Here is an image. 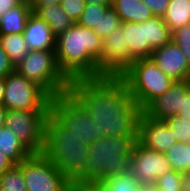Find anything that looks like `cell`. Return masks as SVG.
Masks as SVG:
<instances>
[{"mask_svg": "<svg viewBox=\"0 0 190 191\" xmlns=\"http://www.w3.org/2000/svg\"><path fill=\"white\" fill-rule=\"evenodd\" d=\"M69 90L90 111L99 133L138 139L139 122L144 112L121 77L77 78L71 80Z\"/></svg>", "mask_w": 190, "mask_h": 191, "instance_id": "1", "label": "cell"}, {"mask_svg": "<svg viewBox=\"0 0 190 191\" xmlns=\"http://www.w3.org/2000/svg\"><path fill=\"white\" fill-rule=\"evenodd\" d=\"M102 41L93 29L74 23L56 38L55 53L59 69L70 81L97 77Z\"/></svg>", "mask_w": 190, "mask_h": 191, "instance_id": "2", "label": "cell"}, {"mask_svg": "<svg viewBox=\"0 0 190 191\" xmlns=\"http://www.w3.org/2000/svg\"><path fill=\"white\" fill-rule=\"evenodd\" d=\"M137 139L103 136L89 145L85 172L73 183H103L120 173L129 172L132 150Z\"/></svg>", "mask_w": 190, "mask_h": 191, "instance_id": "3", "label": "cell"}, {"mask_svg": "<svg viewBox=\"0 0 190 191\" xmlns=\"http://www.w3.org/2000/svg\"><path fill=\"white\" fill-rule=\"evenodd\" d=\"M89 145L67 131L51 114L46 118L42 153L72 183L86 170Z\"/></svg>", "mask_w": 190, "mask_h": 191, "instance_id": "4", "label": "cell"}, {"mask_svg": "<svg viewBox=\"0 0 190 191\" xmlns=\"http://www.w3.org/2000/svg\"><path fill=\"white\" fill-rule=\"evenodd\" d=\"M134 101L144 109L156 97L163 95L174 81L162 72L151 58L135 60L120 76Z\"/></svg>", "mask_w": 190, "mask_h": 191, "instance_id": "5", "label": "cell"}, {"mask_svg": "<svg viewBox=\"0 0 190 191\" xmlns=\"http://www.w3.org/2000/svg\"><path fill=\"white\" fill-rule=\"evenodd\" d=\"M50 114L72 136L88 145L105 136L104 133H99L90 111L70 90L52 98Z\"/></svg>", "mask_w": 190, "mask_h": 191, "instance_id": "6", "label": "cell"}, {"mask_svg": "<svg viewBox=\"0 0 190 191\" xmlns=\"http://www.w3.org/2000/svg\"><path fill=\"white\" fill-rule=\"evenodd\" d=\"M15 71L41 86L52 97L69 91L71 81L59 69L55 50L29 51Z\"/></svg>", "mask_w": 190, "mask_h": 191, "instance_id": "7", "label": "cell"}, {"mask_svg": "<svg viewBox=\"0 0 190 191\" xmlns=\"http://www.w3.org/2000/svg\"><path fill=\"white\" fill-rule=\"evenodd\" d=\"M52 96L17 71L5 77L2 104L6 110H50Z\"/></svg>", "mask_w": 190, "mask_h": 191, "instance_id": "8", "label": "cell"}, {"mask_svg": "<svg viewBox=\"0 0 190 191\" xmlns=\"http://www.w3.org/2000/svg\"><path fill=\"white\" fill-rule=\"evenodd\" d=\"M50 110H6L4 125L31 153H42Z\"/></svg>", "mask_w": 190, "mask_h": 191, "instance_id": "9", "label": "cell"}, {"mask_svg": "<svg viewBox=\"0 0 190 191\" xmlns=\"http://www.w3.org/2000/svg\"><path fill=\"white\" fill-rule=\"evenodd\" d=\"M27 191H69L73 183L43 153L22 161Z\"/></svg>", "mask_w": 190, "mask_h": 191, "instance_id": "10", "label": "cell"}, {"mask_svg": "<svg viewBox=\"0 0 190 191\" xmlns=\"http://www.w3.org/2000/svg\"><path fill=\"white\" fill-rule=\"evenodd\" d=\"M170 170L171 166L164 153L149 149L136 141L132 150L130 172L142 189H152L156 180Z\"/></svg>", "mask_w": 190, "mask_h": 191, "instance_id": "11", "label": "cell"}, {"mask_svg": "<svg viewBox=\"0 0 190 191\" xmlns=\"http://www.w3.org/2000/svg\"><path fill=\"white\" fill-rule=\"evenodd\" d=\"M134 61L129 55V47L120 27L102 41L101 56L97 60V77H120Z\"/></svg>", "mask_w": 190, "mask_h": 191, "instance_id": "12", "label": "cell"}, {"mask_svg": "<svg viewBox=\"0 0 190 191\" xmlns=\"http://www.w3.org/2000/svg\"><path fill=\"white\" fill-rule=\"evenodd\" d=\"M190 93L189 80L174 81L171 87L163 94L152 100L144 109L145 115L164 121L177 116L182 110L183 96Z\"/></svg>", "mask_w": 190, "mask_h": 191, "instance_id": "13", "label": "cell"}, {"mask_svg": "<svg viewBox=\"0 0 190 191\" xmlns=\"http://www.w3.org/2000/svg\"><path fill=\"white\" fill-rule=\"evenodd\" d=\"M137 141L154 151L165 153L177 139L165 121L151 118L143 113L139 122Z\"/></svg>", "mask_w": 190, "mask_h": 191, "instance_id": "14", "label": "cell"}, {"mask_svg": "<svg viewBox=\"0 0 190 191\" xmlns=\"http://www.w3.org/2000/svg\"><path fill=\"white\" fill-rule=\"evenodd\" d=\"M150 58L173 81L190 80V64L179 46L173 41L154 50Z\"/></svg>", "mask_w": 190, "mask_h": 191, "instance_id": "15", "label": "cell"}, {"mask_svg": "<svg viewBox=\"0 0 190 191\" xmlns=\"http://www.w3.org/2000/svg\"><path fill=\"white\" fill-rule=\"evenodd\" d=\"M23 35L29 51L55 50L56 48L57 37L51 31L49 24L33 12L27 20Z\"/></svg>", "mask_w": 190, "mask_h": 191, "instance_id": "16", "label": "cell"}, {"mask_svg": "<svg viewBox=\"0 0 190 191\" xmlns=\"http://www.w3.org/2000/svg\"><path fill=\"white\" fill-rule=\"evenodd\" d=\"M120 27L129 47V55L134 60L150 58L153 51L145 42L144 22H122Z\"/></svg>", "mask_w": 190, "mask_h": 191, "instance_id": "17", "label": "cell"}, {"mask_svg": "<svg viewBox=\"0 0 190 191\" xmlns=\"http://www.w3.org/2000/svg\"><path fill=\"white\" fill-rule=\"evenodd\" d=\"M32 12L40 19L45 20L56 37L65 33L72 25V21L63 11L60 4H52L43 7H31Z\"/></svg>", "mask_w": 190, "mask_h": 191, "instance_id": "18", "label": "cell"}, {"mask_svg": "<svg viewBox=\"0 0 190 191\" xmlns=\"http://www.w3.org/2000/svg\"><path fill=\"white\" fill-rule=\"evenodd\" d=\"M112 8L122 22L140 23L154 16L142 0H113Z\"/></svg>", "mask_w": 190, "mask_h": 191, "instance_id": "19", "label": "cell"}, {"mask_svg": "<svg viewBox=\"0 0 190 191\" xmlns=\"http://www.w3.org/2000/svg\"><path fill=\"white\" fill-rule=\"evenodd\" d=\"M31 13L32 10L28 2L9 9L0 19V35L23 33Z\"/></svg>", "mask_w": 190, "mask_h": 191, "instance_id": "20", "label": "cell"}, {"mask_svg": "<svg viewBox=\"0 0 190 191\" xmlns=\"http://www.w3.org/2000/svg\"><path fill=\"white\" fill-rule=\"evenodd\" d=\"M145 42L152 51L172 41V31L160 16H153L144 22Z\"/></svg>", "mask_w": 190, "mask_h": 191, "instance_id": "21", "label": "cell"}, {"mask_svg": "<svg viewBox=\"0 0 190 191\" xmlns=\"http://www.w3.org/2000/svg\"><path fill=\"white\" fill-rule=\"evenodd\" d=\"M0 151L13 164H19L32 154L5 125L0 127Z\"/></svg>", "mask_w": 190, "mask_h": 191, "instance_id": "22", "label": "cell"}, {"mask_svg": "<svg viewBox=\"0 0 190 191\" xmlns=\"http://www.w3.org/2000/svg\"><path fill=\"white\" fill-rule=\"evenodd\" d=\"M162 18L171 31L190 24V0H170Z\"/></svg>", "mask_w": 190, "mask_h": 191, "instance_id": "23", "label": "cell"}, {"mask_svg": "<svg viewBox=\"0 0 190 191\" xmlns=\"http://www.w3.org/2000/svg\"><path fill=\"white\" fill-rule=\"evenodd\" d=\"M0 43L14 68L22 62L29 52L23 33L0 35Z\"/></svg>", "mask_w": 190, "mask_h": 191, "instance_id": "24", "label": "cell"}, {"mask_svg": "<svg viewBox=\"0 0 190 191\" xmlns=\"http://www.w3.org/2000/svg\"><path fill=\"white\" fill-rule=\"evenodd\" d=\"M94 191H141L139 183L134 175L129 172L120 173L107 181L94 182L89 185Z\"/></svg>", "mask_w": 190, "mask_h": 191, "instance_id": "25", "label": "cell"}, {"mask_svg": "<svg viewBox=\"0 0 190 191\" xmlns=\"http://www.w3.org/2000/svg\"><path fill=\"white\" fill-rule=\"evenodd\" d=\"M164 154L172 170L190 172V143H174Z\"/></svg>", "mask_w": 190, "mask_h": 191, "instance_id": "26", "label": "cell"}, {"mask_svg": "<svg viewBox=\"0 0 190 191\" xmlns=\"http://www.w3.org/2000/svg\"><path fill=\"white\" fill-rule=\"evenodd\" d=\"M0 187L7 191H27L22 173V162L13 164L0 176Z\"/></svg>", "mask_w": 190, "mask_h": 191, "instance_id": "27", "label": "cell"}, {"mask_svg": "<svg viewBox=\"0 0 190 191\" xmlns=\"http://www.w3.org/2000/svg\"><path fill=\"white\" fill-rule=\"evenodd\" d=\"M109 8L110 7L105 5L88 3L86 4L84 12L76 23L83 26L84 28L94 29L96 26H99L101 17L104 16L105 12Z\"/></svg>", "mask_w": 190, "mask_h": 191, "instance_id": "28", "label": "cell"}, {"mask_svg": "<svg viewBox=\"0 0 190 191\" xmlns=\"http://www.w3.org/2000/svg\"><path fill=\"white\" fill-rule=\"evenodd\" d=\"M121 19L115 13L114 9L110 7L101 17L99 21V26H96L93 30L97 35H99L102 39L106 38L108 35L112 34L114 31L120 28Z\"/></svg>", "mask_w": 190, "mask_h": 191, "instance_id": "29", "label": "cell"}, {"mask_svg": "<svg viewBox=\"0 0 190 191\" xmlns=\"http://www.w3.org/2000/svg\"><path fill=\"white\" fill-rule=\"evenodd\" d=\"M181 175L179 171L170 170L156 180L152 189L154 191H182Z\"/></svg>", "mask_w": 190, "mask_h": 191, "instance_id": "30", "label": "cell"}, {"mask_svg": "<svg viewBox=\"0 0 190 191\" xmlns=\"http://www.w3.org/2000/svg\"><path fill=\"white\" fill-rule=\"evenodd\" d=\"M164 121L173 131L178 142L190 143V120L174 116Z\"/></svg>", "mask_w": 190, "mask_h": 191, "instance_id": "31", "label": "cell"}, {"mask_svg": "<svg viewBox=\"0 0 190 191\" xmlns=\"http://www.w3.org/2000/svg\"><path fill=\"white\" fill-rule=\"evenodd\" d=\"M172 41L179 46L190 64V24L172 31Z\"/></svg>", "mask_w": 190, "mask_h": 191, "instance_id": "32", "label": "cell"}, {"mask_svg": "<svg viewBox=\"0 0 190 191\" xmlns=\"http://www.w3.org/2000/svg\"><path fill=\"white\" fill-rule=\"evenodd\" d=\"M60 6L68 17L76 23L84 12L86 3L84 0H61Z\"/></svg>", "mask_w": 190, "mask_h": 191, "instance_id": "33", "label": "cell"}, {"mask_svg": "<svg viewBox=\"0 0 190 191\" xmlns=\"http://www.w3.org/2000/svg\"><path fill=\"white\" fill-rule=\"evenodd\" d=\"M154 16L163 17L170 0H142Z\"/></svg>", "mask_w": 190, "mask_h": 191, "instance_id": "34", "label": "cell"}, {"mask_svg": "<svg viewBox=\"0 0 190 191\" xmlns=\"http://www.w3.org/2000/svg\"><path fill=\"white\" fill-rule=\"evenodd\" d=\"M14 70V66L11 64L9 57L7 56L0 43V77L5 78Z\"/></svg>", "mask_w": 190, "mask_h": 191, "instance_id": "35", "label": "cell"}, {"mask_svg": "<svg viewBox=\"0 0 190 191\" xmlns=\"http://www.w3.org/2000/svg\"><path fill=\"white\" fill-rule=\"evenodd\" d=\"M22 3H24L23 0H0V19L9 9H12Z\"/></svg>", "mask_w": 190, "mask_h": 191, "instance_id": "36", "label": "cell"}, {"mask_svg": "<svg viewBox=\"0 0 190 191\" xmlns=\"http://www.w3.org/2000/svg\"><path fill=\"white\" fill-rule=\"evenodd\" d=\"M177 116L190 120V93L187 96H183L182 110L178 111Z\"/></svg>", "mask_w": 190, "mask_h": 191, "instance_id": "37", "label": "cell"}, {"mask_svg": "<svg viewBox=\"0 0 190 191\" xmlns=\"http://www.w3.org/2000/svg\"><path fill=\"white\" fill-rule=\"evenodd\" d=\"M12 165L13 163L0 151V176Z\"/></svg>", "mask_w": 190, "mask_h": 191, "instance_id": "38", "label": "cell"}, {"mask_svg": "<svg viewBox=\"0 0 190 191\" xmlns=\"http://www.w3.org/2000/svg\"><path fill=\"white\" fill-rule=\"evenodd\" d=\"M61 0H32L30 3V7H43L49 6L52 4H60Z\"/></svg>", "mask_w": 190, "mask_h": 191, "instance_id": "39", "label": "cell"}, {"mask_svg": "<svg viewBox=\"0 0 190 191\" xmlns=\"http://www.w3.org/2000/svg\"><path fill=\"white\" fill-rule=\"evenodd\" d=\"M182 191H190V172H183L181 175Z\"/></svg>", "mask_w": 190, "mask_h": 191, "instance_id": "40", "label": "cell"}, {"mask_svg": "<svg viewBox=\"0 0 190 191\" xmlns=\"http://www.w3.org/2000/svg\"><path fill=\"white\" fill-rule=\"evenodd\" d=\"M86 4L88 3H93V4H98V5H105L108 7H112L113 5V0H84Z\"/></svg>", "mask_w": 190, "mask_h": 191, "instance_id": "41", "label": "cell"}, {"mask_svg": "<svg viewBox=\"0 0 190 191\" xmlns=\"http://www.w3.org/2000/svg\"><path fill=\"white\" fill-rule=\"evenodd\" d=\"M73 191H94L89 185H74Z\"/></svg>", "mask_w": 190, "mask_h": 191, "instance_id": "42", "label": "cell"}, {"mask_svg": "<svg viewBox=\"0 0 190 191\" xmlns=\"http://www.w3.org/2000/svg\"><path fill=\"white\" fill-rule=\"evenodd\" d=\"M5 113H6V108L2 103H0V127L4 126Z\"/></svg>", "mask_w": 190, "mask_h": 191, "instance_id": "43", "label": "cell"}, {"mask_svg": "<svg viewBox=\"0 0 190 191\" xmlns=\"http://www.w3.org/2000/svg\"><path fill=\"white\" fill-rule=\"evenodd\" d=\"M5 92V78L0 77V103H2Z\"/></svg>", "mask_w": 190, "mask_h": 191, "instance_id": "44", "label": "cell"}, {"mask_svg": "<svg viewBox=\"0 0 190 191\" xmlns=\"http://www.w3.org/2000/svg\"><path fill=\"white\" fill-rule=\"evenodd\" d=\"M141 191H154L153 189H142Z\"/></svg>", "mask_w": 190, "mask_h": 191, "instance_id": "45", "label": "cell"}, {"mask_svg": "<svg viewBox=\"0 0 190 191\" xmlns=\"http://www.w3.org/2000/svg\"><path fill=\"white\" fill-rule=\"evenodd\" d=\"M24 2L31 3L32 0H23Z\"/></svg>", "mask_w": 190, "mask_h": 191, "instance_id": "46", "label": "cell"}, {"mask_svg": "<svg viewBox=\"0 0 190 191\" xmlns=\"http://www.w3.org/2000/svg\"><path fill=\"white\" fill-rule=\"evenodd\" d=\"M0 191H7V190H5V189H3L2 187H0Z\"/></svg>", "mask_w": 190, "mask_h": 191, "instance_id": "47", "label": "cell"}, {"mask_svg": "<svg viewBox=\"0 0 190 191\" xmlns=\"http://www.w3.org/2000/svg\"><path fill=\"white\" fill-rule=\"evenodd\" d=\"M69 191H73V185L70 187Z\"/></svg>", "mask_w": 190, "mask_h": 191, "instance_id": "48", "label": "cell"}]
</instances>
